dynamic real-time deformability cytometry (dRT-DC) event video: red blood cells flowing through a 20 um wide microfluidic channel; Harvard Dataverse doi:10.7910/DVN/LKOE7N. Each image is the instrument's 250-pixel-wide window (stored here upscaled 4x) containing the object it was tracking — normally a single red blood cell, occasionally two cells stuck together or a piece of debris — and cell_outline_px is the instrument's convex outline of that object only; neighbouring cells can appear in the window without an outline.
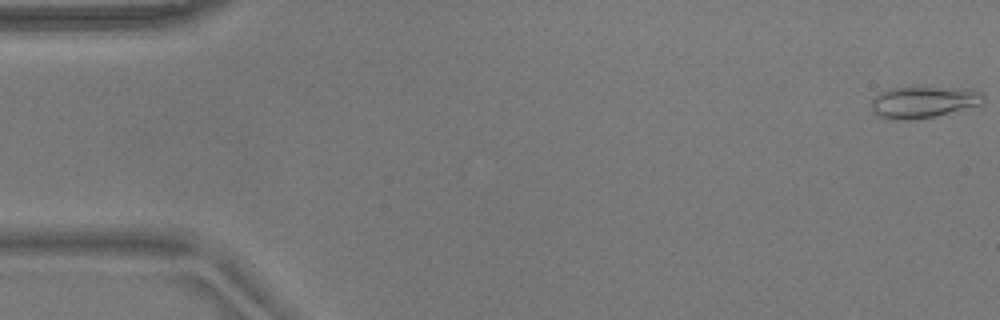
{"species": "common noctule bat (a hibernating species)", "species_latin": "Nyctalus noctula", "temperature_condition": "warm", "stored_images_in_passage": 54, "camera_frame_rate_fps": 3000, "um_per_image_px": 0.085, "animal": {"sex": "male", "body_mass_g": 17.9}, "frame": {"image": 1, "passage_image": 1, "time_ms": 0.0, "image_size_px": [1000, 320], "cell_outline_px": [[984, 100], [980, 104], [916, 120], [892, 120], [880, 116], [872, 112], [872, 100], [880, 92], [888, 88], [972, 88], [984, 92]], "centroid_in_image_um": [78.48, 8.67], "position_along_channel_um": 6.5, "area_um2": 20.4}}
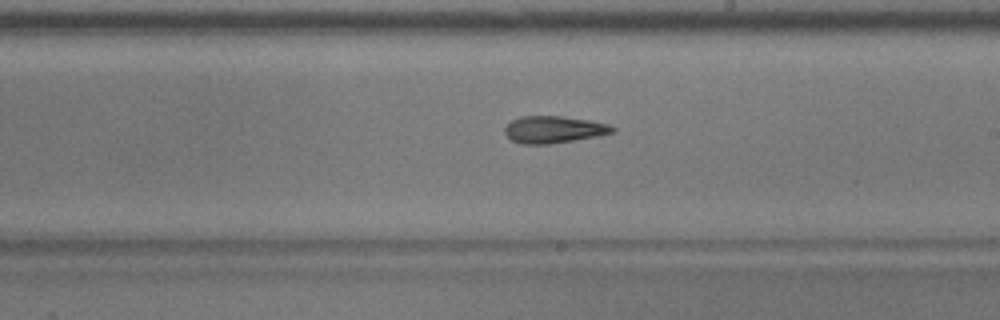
{"frame": {"image": 2, "passage_image": 31, "time_ms": 10.0, "image_size_px": [1000, 320], "cell_outline_px": [[616, 132], [596, 136], [548, 144], [520, 144], [512, 140], [504, 132], [504, 128], [512, 120], [520, 116], [560, 116], [588, 120], [608, 124], [616, 128]], "centroid_in_image_um": [47.06, 11.01], "position_along_channel_um": 241.9, "area_um2": 16.82}}
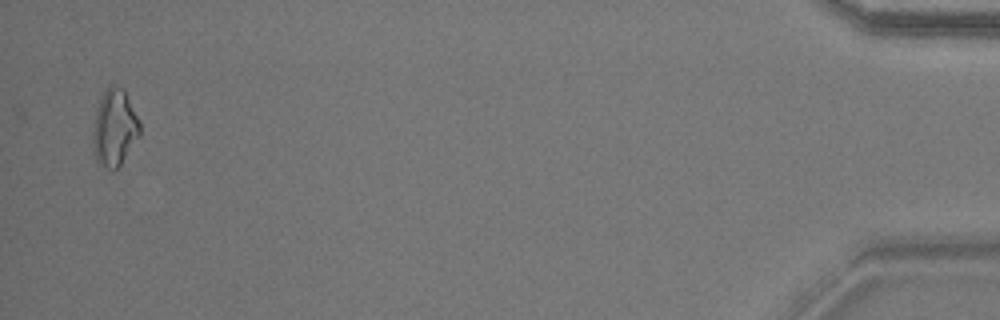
{"frame": {"image": 3, "passage_image": 53, "time_ms": 17.333, "image_size_px": [1000, 320], "cell_outline_px": [[140, 132], [120, 164], [112, 172], [100, 164], [96, 160], [92, 140], [92, 132], [96, 108], [104, 92], [112, 84], [124, 88], [140, 120]], "centroid_in_image_um": [9.72, 10.84], "position_along_channel_um": 425.5, "area_um2": 20.87}, "authors_computed_cell_mechanics": {"area_um2": 17.5712, "velocity_mm_per_s": 3.7161, "shape_relaxation_time_tau1_ms": null, "shape_relaxation_time_tau2_ms": 3.7517, "deformation_change_tau1": null, "deformation_change_tau2": 0.1226}}